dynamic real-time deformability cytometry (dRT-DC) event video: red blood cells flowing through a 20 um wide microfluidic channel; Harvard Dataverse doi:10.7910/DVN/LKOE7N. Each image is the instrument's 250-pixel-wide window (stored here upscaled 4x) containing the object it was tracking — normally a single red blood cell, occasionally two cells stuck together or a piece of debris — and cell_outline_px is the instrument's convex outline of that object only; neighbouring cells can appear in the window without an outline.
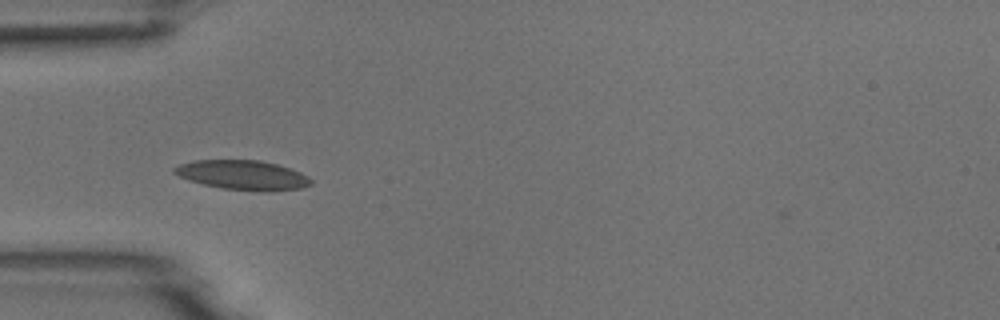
{"species": "common noctule bat (a hibernating species)", "species_latin": "Nyctalus noctula", "temperature_condition": "room temperature", "stored_images_in_passage": 12, "camera_frame_rate_fps": 3000, "um_per_image_px": 0.085, "animal": {"sex": "male", "body_mass_g": 18.8}, "frame": {"image": 1, "passage_image": 2, "time_ms": 0.333, "image_size_px": [1000, 320], "cell_outline_px": [[312, 184], [304, 188], [268, 192], [224, 188], [204, 184], [188, 180], [172, 172], [172, 168], [180, 164], [196, 160], [260, 160], [276, 164], [300, 172], [308, 176], [312, 180]], "centroid_in_image_um": [20.66, 14.88], "position_along_channel_um": 64.3, "area_um2": 23.47}}
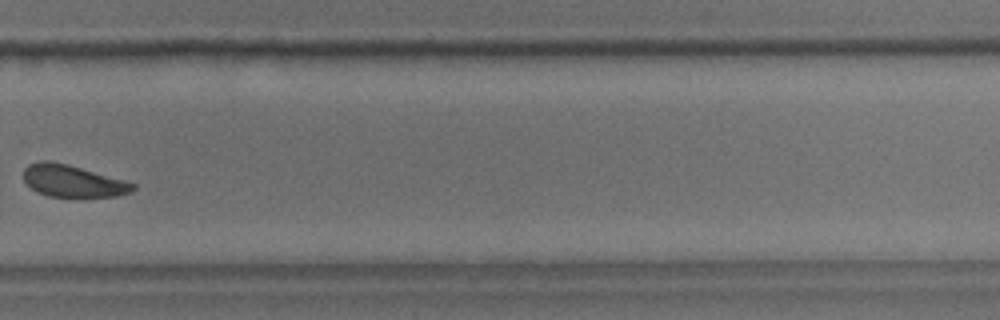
{"frame": {"image": 2, "passage_image": 8, "time_ms": 2.333, "image_size_px": [1000, 320], "cell_outline_px": [[136, 188], [132, 192], [116, 196], [80, 200], [48, 196], [32, 188], [24, 180], [24, 168], [28, 164], [40, 160], [48, 160], [68, 164], [124, 180], [136, 184]], "centroid_in_image_um": [6.22, 15.43], "position_along_channel_um": 323.6, "area_um2": 21.15}}